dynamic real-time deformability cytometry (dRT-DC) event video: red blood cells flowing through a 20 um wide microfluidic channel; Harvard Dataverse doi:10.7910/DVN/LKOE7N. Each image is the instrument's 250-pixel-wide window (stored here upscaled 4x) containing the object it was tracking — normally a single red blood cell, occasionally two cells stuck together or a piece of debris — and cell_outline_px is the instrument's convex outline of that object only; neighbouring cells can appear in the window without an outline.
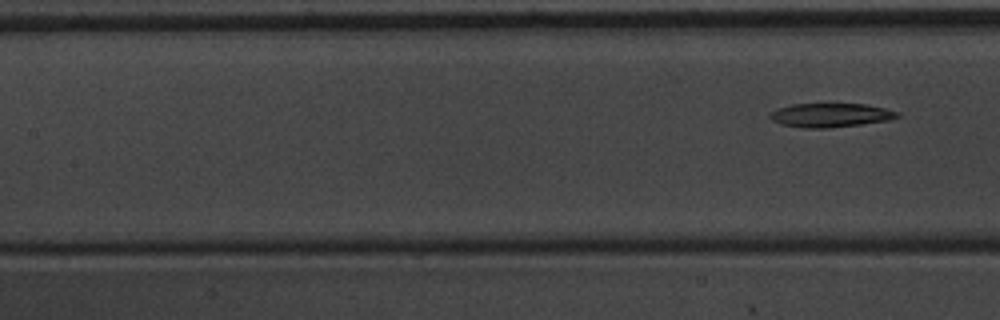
{"species": "common noctule bat (a hibernating species)", "species_latin": "Nyctalus noctula", "temperature_condition": "warm", "stored_images_in_passage": 10, "segment_of_instrument_passage": [2, 2], "camera_frame_rate_fps": 3000, "um_per_image_px": 0.085, "animal": {"sex": "male", "body_mass_g": 20.1, "forearm_length_mm": 53.5}, "frame": {"image": 1, "passage_image": 10, "time_ms": 3.0, "image_size_px": [1000, 320], "cell_outline_px": [[900, 116], [888, 120], [860, 124], [828, 128], [804, 128], [780, 124], [772, 120], [768, 116], [776, 108], [792, 104], [864, 104], [884, 108], [900, 112]], "centroid_in_image_um": [70.57, 9.79], "position_along_channel_um": 136.8, "area_um2": 17.69}}